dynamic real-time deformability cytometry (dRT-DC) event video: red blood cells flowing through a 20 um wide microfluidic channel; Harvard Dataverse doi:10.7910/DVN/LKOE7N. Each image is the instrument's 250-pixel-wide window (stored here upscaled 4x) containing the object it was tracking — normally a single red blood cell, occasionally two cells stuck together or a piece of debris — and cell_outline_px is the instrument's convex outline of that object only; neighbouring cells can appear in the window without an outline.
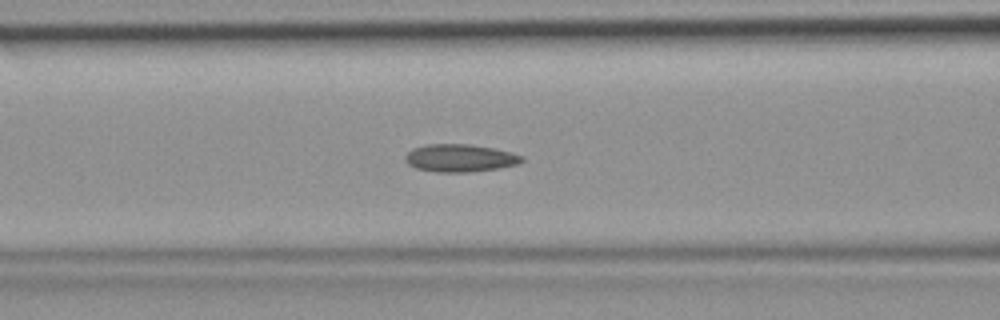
{"species": "common noctule bat (a hibernating species)", "species_latin": "Nyctalus noctula", "temperature_condition": "room temperature", "stored_images_in_passage": 42, "camera_frame_rate_fps": 3000, "um_per_image_px": 0.085, "animal": {"sex": "female", "body_mass_g": 19.9}, "frame": {"image": 1, "passage_image": 14, "time_ms": 4.333, "image_size_px": [1000, 320], "cell_outline_px": [[524, 160], [516, 164], [500, 168], [468, 172], [436, 172], [416, 168], [408, 164], [404, 160], [404, 156], [412, 148], [424, 144], [468, 144], [496, 148], [512, 152], [524, 156]], "centroid_in_image_um": [39.09, 13.42], "position_along_channel_um": 127.5, "area_um2": 19.02}}
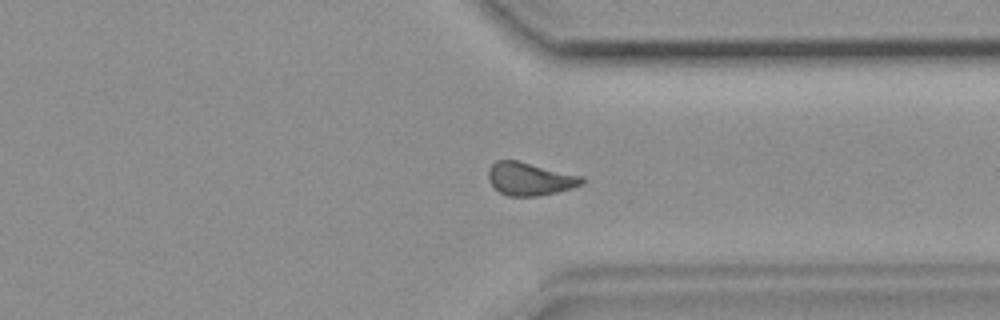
{"frame": {"image": 2, "passage_image": 31, "time_ms": 10.0, "image_size_px": [1000, 320], "cell_outline_px": [[588, 180], [584, 184], [572, 188], [540, 196], [508, 196], [500, 192], [488, 180], [488, 168], [496, 160], [516, 160], [584, 176]], "centroid_in_image_um": [45.08, 15.2], "position_along_channel_um": 366.3, "area_um2": 18.15}}
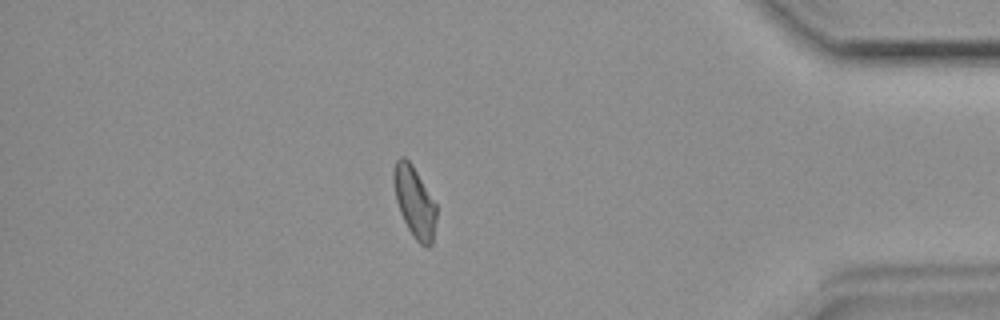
{"frame": {"image": 3, "passage_image": 36, "time_ms": 11.667, "image_size_px": [1000, 320], "cell_outline_px": [[436, 220], [432, 244], [428, 248], [420, 244], [416, 240], [408, 228], [400, 212], [396, 200], [392, 180], [392, 168], [396, 160], [400, 156], [404, 156], [412, 164], [436, 204]], "centroid_in_image_um": [35.21, 17.14], "position_along_channel_um": 400.0, "area_um2": 17.74}}